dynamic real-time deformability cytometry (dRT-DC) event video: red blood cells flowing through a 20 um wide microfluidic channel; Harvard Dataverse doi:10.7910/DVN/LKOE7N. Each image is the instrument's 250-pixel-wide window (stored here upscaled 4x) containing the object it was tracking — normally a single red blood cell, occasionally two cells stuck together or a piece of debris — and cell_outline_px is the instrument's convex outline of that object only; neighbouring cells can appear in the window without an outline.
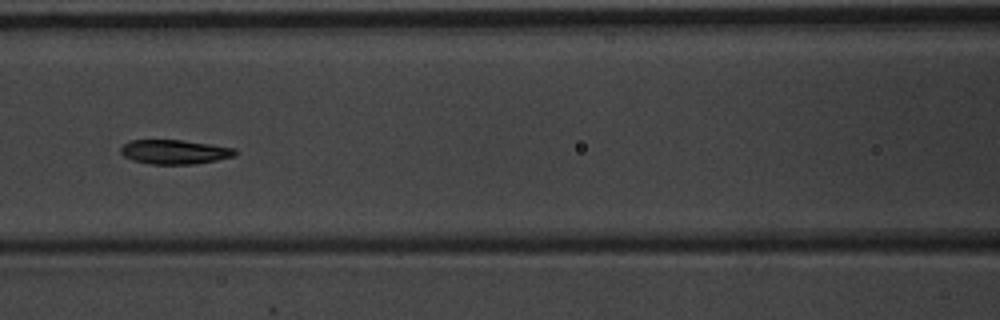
{"species": "common noctule bat (a hibernating species)", "species_latin": "Nyctalus noctula", "temperature_condition": "warm", "stored_images_in_passage": 9, "camera_frame_rate_fps": 3000, "um_per_image_px": 0.085, "animal": {"sex": "male", "body_mass_g": 20.1, "forearm_length_mm": 53.5}, "frame": {"image": 1, "passage_image": 6, "time_ms": 1.667, "image_size_px": [1000, 320], "cell_outline_px": [[236, 156], [216, 160], [192, 164], [148, 164], [132, 160], [124, 156], [120, 152], [120, 148], [128, 140], [184, 140], [236, 148]], "centroid_in_image_um": [14.83, 12.91], "position_along_channel_um": 151.8, "area_um2": 16.3}}
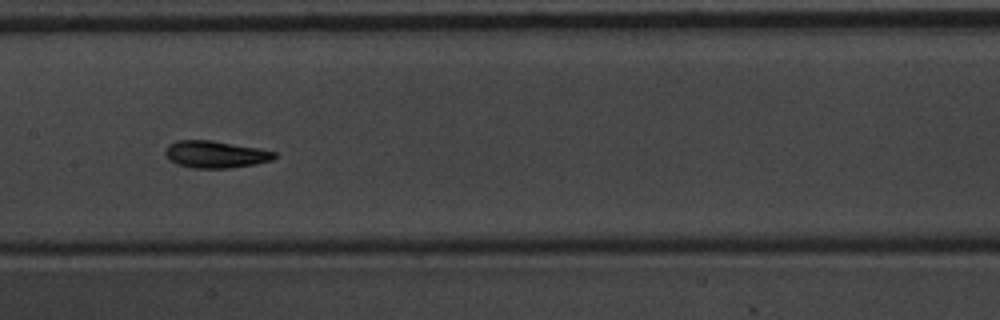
{"frame": {"image": 2, "passage_image": 7, "time_ms": 2.0, "image_size_px": [1000, 320], "cell_outline_px": [[276, 156], [272, 160], [256, 164], [228, 168], [192, 168], [176, 164], [168, 160], [164, 152], [168, 144], [176, 140], [212, 140], [260, 148], [276, 152]], "centroid_in_image_um": [18.29, 13.11], "position_along_channel_um": 189.1, "area_um2": 17.46}}
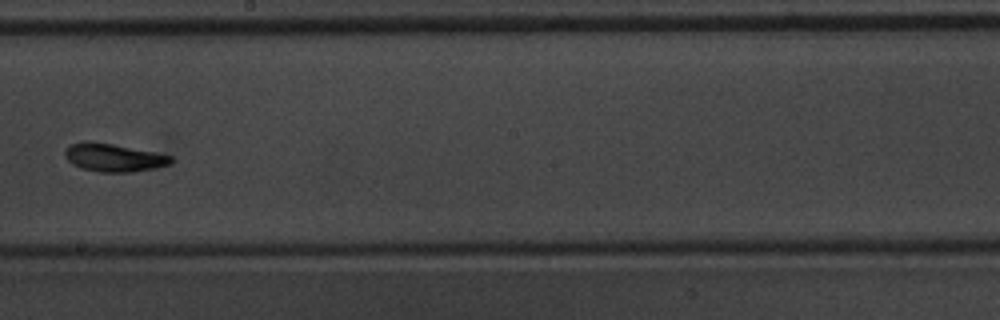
{"frame": {"image": 3, "passage_image": 8, "time_ms": 2.333, "image_size_px": [1000, 320], "cell_outline_px": [[172, 164], [156, 168], [132, 172], [100, 172], [80, 168], [72, 164], [64, 156], [64, 152], [72, 144], [84, 140], [88, 140], [112, 144], [156, 152], [172, 156]], "centroid_in_image_um": [9.67, 13.39], "position_along_channel_um": 238.5, "area_um2": 17.46}}